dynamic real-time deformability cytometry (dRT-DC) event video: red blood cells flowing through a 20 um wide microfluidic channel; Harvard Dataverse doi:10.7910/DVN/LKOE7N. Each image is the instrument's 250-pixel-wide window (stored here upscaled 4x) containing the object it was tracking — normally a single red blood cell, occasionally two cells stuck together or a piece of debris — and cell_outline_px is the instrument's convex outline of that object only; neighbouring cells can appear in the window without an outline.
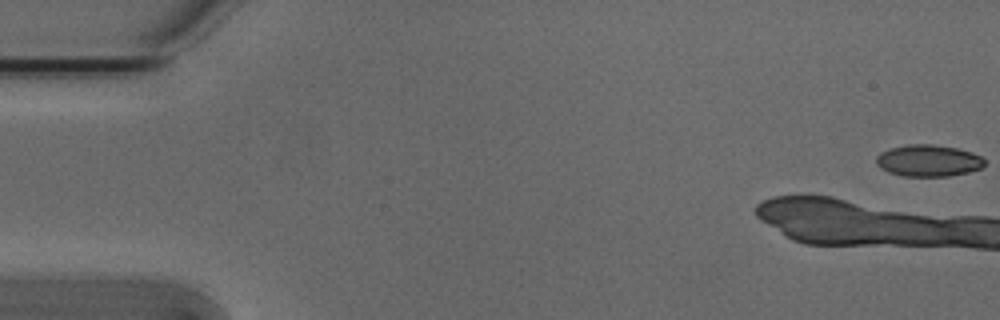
{"species": "Egyptian fruit bat (a non-hibernating species)", "species_latin": "Rousettus aegyptiacus", "temperature_condition": "cold", "stored_images_in_passage": 13, "camera_frame_rate_fps": 3000, "um_per_image_px": 0.085, "animal": {"sex": "male"}, "frame": {"image": 1, "passage_image": 1, "time_ms": 0.0, "image_size_px": [1000, 320], "cell_outline_px": [[984, 164], [980, 168], [968, 172], [948, 176], [904, 176], [888, 172], [880, 168], [876, 164], [876, 156], [880, 152], [892, 148], [908, 144], [932, 144], [956, 148], [972, 152], [980, 156], [984, 160]], "centroid_in_image_um": [78.88, 13.65], "position_along_channel_um": 6.1, "area_um2": 19.94}}